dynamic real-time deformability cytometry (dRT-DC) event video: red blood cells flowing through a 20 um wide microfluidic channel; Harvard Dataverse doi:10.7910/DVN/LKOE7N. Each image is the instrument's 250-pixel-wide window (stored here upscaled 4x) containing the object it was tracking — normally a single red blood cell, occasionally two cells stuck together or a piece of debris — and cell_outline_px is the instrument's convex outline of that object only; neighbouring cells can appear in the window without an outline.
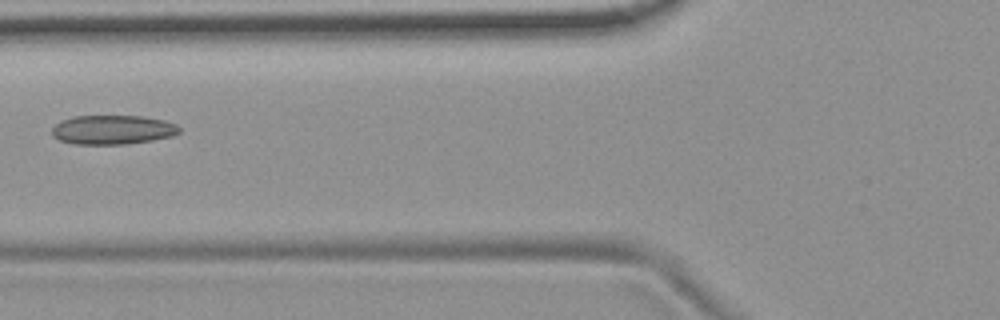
{"species": "common noctule bat (a hibernating species)", "species_latin": "Nyctalus noctula", "temperature_condition": "room temperature", "stored_images_in_passage": 4, "camera_frame_rate_fps": 3000, "um_per_image_px": 0.085, "animal": {"sex": "female", "body_mass_g": 19.9}, "frame": {"image": 1, "passage_image": 3, "time_ms": 0.667, "image_size_px": [1000, 320], "cell_outline_px": [[180, 132], [172, 136], [152, 140], [124, 144], [72, 144], [60, 140], [52, 136], [52, 128], [56, 124], [72, 116], [144, 116], [164, 120], [176, 124], [180, 128]], "centroid_in_image_um": [9.58, 11.03], "position_along_channel_um": 116.2, "area_um2": 21.68}}
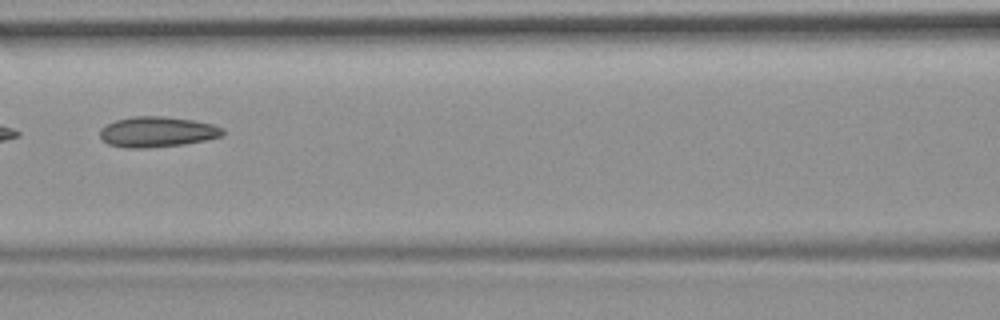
{"frame": {"image": 2, "passage_image": 4, "time_ms": 1.0, "image_size_px": [1000, 320], "cell_outline_px": [[224, 136], [184, 144], [148, 148], [128, 148], [108, 144], [100, 136], [100, 128], [116, 120], [132, 116], [164, 116], [192, 120], [212, 124], [224, 128]], "centroid_in_image_um": [13.37, 11.21], "position_along_channel_um": 153.2, "area_um2": 21.79}}